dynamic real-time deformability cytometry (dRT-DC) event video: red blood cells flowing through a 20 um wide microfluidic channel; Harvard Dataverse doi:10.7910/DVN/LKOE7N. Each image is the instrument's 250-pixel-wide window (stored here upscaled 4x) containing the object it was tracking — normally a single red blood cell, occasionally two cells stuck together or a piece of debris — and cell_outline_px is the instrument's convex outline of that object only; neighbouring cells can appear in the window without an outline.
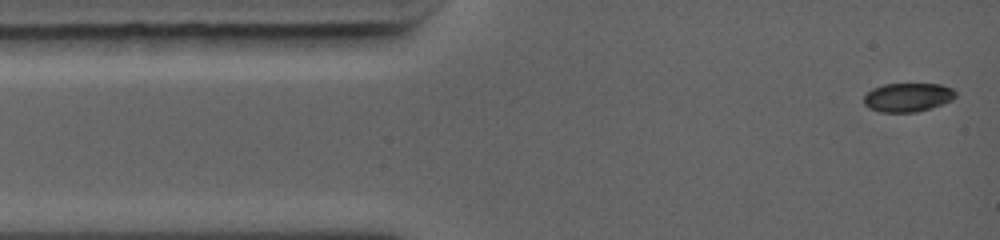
{"species": "common noctule bat (a hibernating species)", "species_latin": "Nyctalus noctula", "temperature_condition": "warm", "stored_images_in_passage": 11, "camera_frame_rate_fps": 5000, "um_per_image_px": 0.085, "animal": {"sex": "female", "body_mass_g": 19.0, "forearm_length_mm": 56.7}, "frame": {"image": 1, "passage_image": 1, "time_ms": 0.0, "image_size_px": [1000, 240], "cell_outline_px": [[956, 96], [952, 100], [916, 112], [880, 112], [868, 108], [864, 104], [864, 96], [872, 88], [884, 84], [940, 84], [952, 88], [956, 92]], "centroid_in_image_um": [77.13, 8.26], "position_along_channel_um": 7.9, "area_um2": 15.32}}
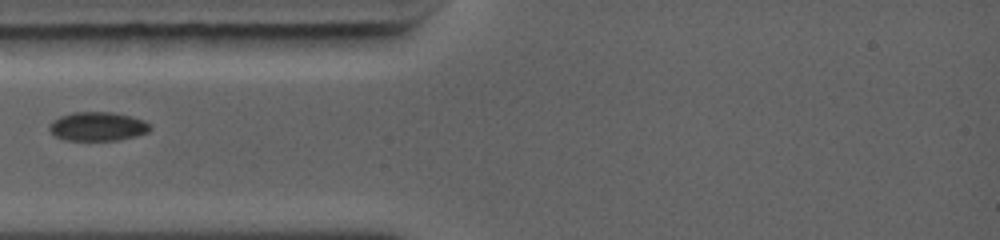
{"frame": {"image": 2, "passage_image": 5, "time_ms": 3.0, "image_size_px": [1000, 240], "cell_outline_px": [[152, 128], [148, 132], [136, 136], [120, 140], [64, 140], [56, 136], [48, 128], [52, 120], [60, 116], [72, 112], [112, 112], [144, 120]], "centroid_in_image_um": [8.29, 10.75], "position_along_channel_um": 76.7, "area_um2": 16.94}}
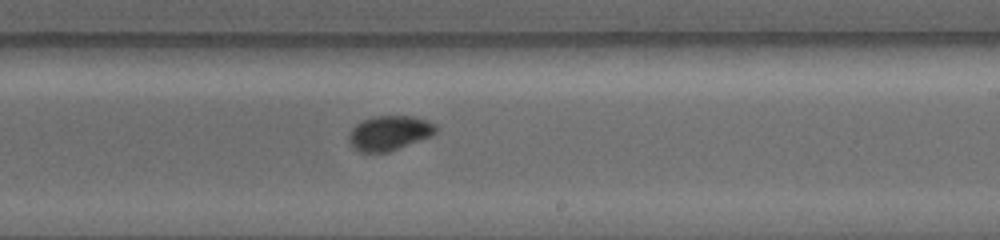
{"frame": {"image": 3, "passage_image": 11, "time_ms": 7.0, "image_size_px": [1000, 240], "cell_outline_px": [[440, 128], [432, 136], [388, 152], [360, 152], [348, 144], [348, 132], [356, 124], [372, 116], [416, 116], [428, 120], [436, 124]], "centroid_in_image_um": [33.11, 11.3], "position_along_channel_um": 255.9, "area_um2": 17.92}}